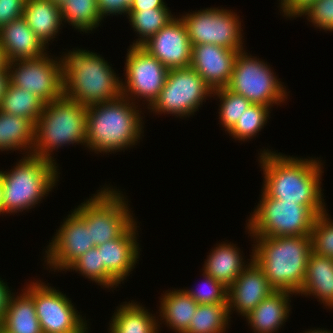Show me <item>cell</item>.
<instances>
[{"mask_svg": "<svg viewBox=\"0 0 333 333\" xmlns=\"http://www.w3.org/2000/svg\"><path fill=\"white\" fill-rule=\"evenodd\" d=\"M52 2H54L57 5H60L61 3H63L65 0H51Z\"/></svg>", "mask_w": 333, "mask_h": 333, "instance_id": "49", "label": "cell"}, {"mask_svg": "<svg viewBox=\"0 0 333 333\" xmlns=\"http://www.w3.org/2000/svg\"><path fill=\"white\" fill-rule=\"evenodd\" d=\"M111 320L110 333H158L160 327L155 316L133 301L117 307Z\"/></svg>", "mask_w": 333, "mask_h": 333, "instance_id": "27", "label": "cell"}, {"mask_svg": "<svg viewBox=\"0 0 333 333\" xmlns=\"http://www.w3.org/2000/svg\"><path fill=\"white\" fill-rule=\"evenodd\" d=\"M281 1L280 8L283 12V16L287 18L301 17L302 14L307 11L316 0H279Z\"/></svg>", "mask_w": 333, "mask_h": 333, "instance_id": "40", "label": "cell"}, {"mask_svg": "<svg viewBox=\"0 0 333 333\" xmlns=\"http://www.w3.org/2000/svg\"><path fill=\"white\" fill-rule=\"evenodd\" d=\"M45 103L36 95L12 85L10 82L0 104V111L26 117L36 124Z\"/></svg>", "mask_w": 333, "mask_h": 333, "instance_id": "29", "label": "cell"}, {"mask_svg": "<svg viewBox=\"0 0 333 333\" xmlns=\"http://www.w3.org/2000/svg\"><path fill=\"white\" fill-rule=\"evenodd\" d=\"M270 109L269 106L251 104L228 131L229 135L243 142L253 138L266 125Z\"/></svg>", "mask_w": 333, "mask_h": 333, "instance_id": "33", "label": "cell"}, {"mask_svg": "<svg viewBox=\"0 0 333 333\" xmlns=\"http://www.w3.org/2000/svg\"><path fill=\"white\" fill-rule=\"evenodd\" d=\"M250 256V262L228 287L229 314L236 309L238 314L245 317L275 291L262 268L253 259V255Z\"/></svg>", "mask_w": 333, "mask_h": 333, "instance_id": "17", "label": "cell"}, {"mask_svg": "<svg viewBox=\"0 0 333 333\" xmlns=\"http://www.w3.org/2000/svg\"><path fill=\"white\" fill-rule=\"evenodd\" d=\"M168 8L164 0H133L129 10Z\"/></svg>", "mask_w": 333, "mask_h": 333, "instance_id": "42", "label": "cell"}, {"mask_svg": "<svg viewBox=\"0 0 333 333\" xmlns=\"http://www.w3.org/2000/svg\"><path fill=\"white\" fill-rule=\"evenodd\" d=\"M212 94L214 96L217 95L220 99L219 101H221V105H219V119L222 127L228 132L252 103L227 87L215 89Z\"/></svg>", "mask_w": 333, "mask_h": 333, "instance_id": "35", "label": "cell"}, {"mask_svg": "<svg viewBox=\"0 0 333 333\" xmlns=\"http://www.w3.org/2000/svg\"><path fill=\"white\" fill-rule=\"evenodd\" d=\"M133 0H120V15L128 14V10L132 4Z\"/></svg>", "mask_w": 333, "mask_h": 333, "instance_id": "46", "label": "cell"}, {"mask_svg": "<svg viewBox=\"0 0 333 333\" xmlns=\"http://www.w3.org/2000/svg\"><path fill=\"white\" fill-rule=\"evenodd\" d=\"M52 238L44 257L53 270H67L81 255L95 247L85 221L73 210ZM65 269V270H64Z\"/></svg>", "mask_w": 333, "mask_h": 333, "instance_id": "15", "label": "cell"}, {"mask_svg": "<svg viewBox=\"0 0 333 333\" xmlns=\"http://www.w3.org/2000/svg\"><path fill=\"white\" fill-rule=\"evenodd\" d=\"M310 236L312 252L333 258V221L327 211L316 216Z\"/></svg>", "mask_w": 333, "mask_h": 333, "instance_id": "36", "label": "cell"}, {"mask_svg": "<svg viewBox=\"0 0 333 333\" xmlns=\"http://www.w3.org/2000/svg\"><path fill=\"white\" fill-rule=\"evenodd\" d=\"M298 294L315 296L324 306L333 308V258L310 253L305 279Z\"/></svg>", "mask_w": 333, "mask_h": 333, "instance_id": "23", "label": "cell"}, {"mask_svg": "<svg viewBox=\"0 0 333 333\" xmlns=\"http://www.w3.org/2000/svg\"><path fill=\"white\" fill-rule=\"evenodd\" d=\"M87 106L64 94L45 103L35 124V142L32 155L55 163L53 150L65 144H86ZM54 161V162H53Z\"/></svg>", "mask_w": 333, "mask_h": 333, "instance_id": "5", "label": "cell"}, {"mask_svg": "<svg viewBox=\"0 0 333 333\" xmlns=\"http://www.w3.org/2000/svg\"><path fill=\"white\" fill-rule=\"evenodd\" d=\"M238 52L215 44L193 45L190 67L203 78L212 91L227 87Z\"/></svg>", "mask_w": 333, "mask_h": 333, "instance_id": "18", "label": "cell"}, {"mask_svg": "<svg viewBox=\"0 0 333 333\" xmlns=\"http://www.w3.org/2000/svg\"><path fill=\"white\" fill-rule=\"evenodd\" d=\"M261 200L248 219L252 237L310 236L316 216L304 205L270 198L262 190Z\"/></svg>", "mask_w": 333, "mask_h": 333, "instance_id": "8", "label": "cell"}, {"mask_svg": "<svg viewBox=\"0 0 333 333\" xmlns=\"http://www.w3.org/2000/svg\"><path fill=\"white\" fill-rule=\"evenodd\" d=\"M26 0H0V30L23 16Z\"/></svg>", "mask_w": 333, "mask_h": 333, "instance_id": "39", "label": "cell"}, {"mask_svg": "<svg viewBox=\"0 0 333 333\" xmlns=\"http://www.w3.org/2000/svg\"><path fill=\"white\" fill-rule=\"evenodd\" d=\"M0 333H8L0 328Z\"/></svg>", "mask_w": 333, "mask_h": 333, "instance_id": "51", "label": "cell"}, {"mask_svg": "<svg viewBox=\"0 0 333 333\" xmlns=\"http://www.w3.org/2000/svg\"><path fill=\"white\" fill-rule=\"evenodd\" d=\"M0 44L9 62L35 59L47 53V46L35 35L23 17L13 20L0 30Z\"/></svg>", "mask_w": 333, "mask_h": 333, "instance_id": "20", "label": "cell"}, {"mask_svg": "<svg viewBox=\"0 0 333 333\" xmlns=\"http://www.w3.org/2000/svg\"><path fill=\"white\" fill-rule=\"evenodd\" d=\"M8 59L6 57L5 51L0 44V71L6 70L8 68Z\"/></svg>", "mask_w": 333, "mask_h": 333, "instance_id": "45", "label": "cell"}, {"mask_svg": "<svg viewBox=\"0 0 333 333\" xmlns=\"http://www.w3.org/2000/svg\"><path fill=\"white\" fill-rule=\"evenodd\" d=\"M253 259L275 290L298 294L312 252L311 236L253 237ZM255 248V249H254Z\"/></svg>", "mask_w": 333, "mask_h": 333, "instance_id": "4", "label": "cell"}, {"mask_svg": "<svg viewBox=\"0 0 333 333\" xmlns=\"http://www.w3.org/2000/svg\"><path fill=\"white\" fill-rule=\"evenodd\" d=\"M102 189L74 209L85 221L94 246L120 237L135 222L124 195L111 187Z\"/></svg>", "mask_w": 333, "mask_h": 333, "instance_id": "7", "label": "cell"}, {"mask_svg": "<svg viewBox=\"0 0 333 333\" xmlns=\"http://www.w3.org/2000/svg\"><path fill=\"white\" fill-rule=\"evenodd\" d=\"M174 17L169 8L128 10L127 18L130 25L140 37L133 42V46H141Z\"/></svg>", "mask_w": 333, "mask_h": 333, "instance_id": "32", "label": "cell"}, {"mask_svg": "<svg viewBox=\"0 0 333 333\" xmlns=\"http://www.w3.org/2000/svg\"><path fill=\"white\" fill-rule=\"evenodd\" d=\"M294 293L275 290L256 306L247 316L254 333H274L289 317L290 296Z\"/></svg>", "mask_w": 333, "mask_h": 333, "instance_id": "21", "label": "cell"}, {"mask_svg": "<svg viewBox=\"0 0 333 333\" xmlns=\"http://www.w3.org/2000/svg\"><path fill=\"white\" fill-rule=\"evenodd\" d=\"M204 288L199 289H183L198 304H228L227 294L228 288L222 283L216 281L213 277L203 272ZM203 287V286H202ZM207 289V290H206Z\"/></svg>", "mask_w": 333, "mask_h": 333, "instance_id": "37", "label": "cell"}, {"mask_svg": "<svg viewBox=\"0 0 333 333\" xmlns=\"http://www.w3.org/2000/svg\"><path fill=\"white\" fill-rule=\"evenodd\" d=\"M167 292V293H166ZM160 298V318L176 333H184L199 305L183 289L166 291Z\"/></svg>", "mask_w": 333, "mask_h": 333, "instance_id": "26", "label": "cell"}, {"mask_svg": "<svg viewBox=\"0 0 333 333\" xmlns=\"http://www.w3.org/2000/svg\"><path fill=\"white\" fill-rule=\"evenodd\" d=\"M263 191L273 199L306 206L315 216L326 211L321 189L320 159L288 157L264 149L260 153Z\"/></svg>", "mask_w": 333, "mask_h": 333, "instance_id": "1", "label": "cell"}, {"mask_svg": "<svg viewBox=\"0 0 333 333\" xmlns=\"http://www.w3.org/2000/svg\"><path fill=\"white\" fill-rule=\"evenodd\" d=\"M230 318L228 304H199L184 333H224Z\"/></svg>", "mask_w": 333, "mask_h": 333, "instance_id": "31", "label": "cell"}, {"mask_svg": "<svg viewBox=\"0 0 333 333\" xmlns=\"http://www.w3.org/2000/svg\"><path fill=\"white\" fill-rule=\"evenodd\" d=\"M102 18L120 14V0H96Z\"/></svg>", "mask_w": 333, "mask_h": 333, "instance_id": "41", "label": "cell"}, {"mask_svg": "<svg viewBox=\"0 0 333 333\" xmlns=\"http://www.w3.org/2000/svg\"><path fill=\"white\" fill-rule=\"evenodd\" d=\"M127 52L126 78L121 82L122 96L132 102L135 97L144 98L149 108L164 87L169 70L141 46L131 45Z\"/></svg>", "mask_w": 333, "mask_h": 333, "instance_id": "13", "label": "cell"}, {"mask_svg": "<svg viewBox=\"0 0 333 333\" xmlns=\"http://www.w3.org/2000/svg\"><path fill=\"white\" fill-rule=\"evenodd\" d=\"M59 6L63 22L80 32L96 29L103 20L96 0H65Z\"/></svg>", "mask_w": 333, "mask_h": 333, "instance_id": "30", "label": "cell"}, {"mask_svg": "<svg viewBox=\"0 0 333 333\" xmlns=\"http://www.w3.org/2000/svg\"><path fill=\"white\" fill-rule=\"evenodd\" d=\"M136 108L135 102L123 96L87 106L85 147L95 153H114L137 145L144 127Z\"/></svg>", "mask_w": 333, "mask_h": 333, "instance_id": "3", "label": "cell"}, {"mask_svg": "<svg viewBox=\"0 0 333 333\" xmlns=\"http://www.w3.org/2000/svg\"><path fill=\"white\" fill-rule=\"evenodd\" d=\"M49 57L46 53L35 59L8 62L9 82L38 96L44 103L60 98L64 94L61 63L57 57L55 60Z\"/></svg>", "mask_w": 333, "mask_h": 333, "instance_id": "12", "label": "cell"}, {"mask_svg": "<svg viewBox=\"0 0 333 333\" xmlns=\"http://www.w3.org/2000/svg\"><path fill=\"white\" fill-rule=\"evenodd\" d=\"M8 84H9V73L7 68L6 70L0 71V104L6 92Z\"/></svg>", "mask_w": 333, "mask_h": 333, "instance_id": "44", "label": "cell"}, {"mask_svg": "<svg viewBox=\"0 0 333 333\" xmlns=\"http://www.w3.org/2000/svg\"><path fill=\"white\" fill-rule=\"evenodd\" d=\"M302 15L320 30L333 31V0H316Z\"/></svg>", "mask_w": 333, "mask_h": 333, "instance_id": "38", "label": "cell"}, {"mask_svg": "<svg viewBox=\"0 0 333 333\" xmlns=\"http://www.w3.org/2000/svg\"><path fill=\"white\" fill-rule=\"evenodd\" d=\"M88 327H85L80 333H88Z\"/></svg>", "mask_w": 333, "mask_h": 333, "instance_id": "50", "label": "cell"}, {"mask_svg": "<svg viewBox=\"0 0 333 333\" xmlns=\"http://www.w3.org/2000/svg\"><path fill=\"white\" fill-rule=\"evenodd\" d=\"M141 47L168 70L187 68L191 65L192 46L186 26L180 17H174Z\"/></svg>", "mask_w": 333, "mask_h": 333, "instance_id": "16", "label": "cell"}, {"mask_svg": "<svg viewBox=\"0 0 333 333\" xmlns=\"http://www.w3.org/2000/svg\"><path fill=\"white\" fill-rule=\"evenodd\" d=\"M35 142V124L26 117L0 111V150L23 149L32 155Z\"/></svg>", "mask_w": 333, "mask_h": 333, "instance_id": "28", "label": "cell"}, {"mask_svg": "<svg viewBox=\"0 0 333 333\" xmlns=\"http://www.w3.org/2000/svg\"><path fill=\"white\" fill-rule=\"evenodd\" d=\"M32 299L43 333H80L87 326L71 300L55 287L32 282Z\"/></svg>", "mask_w": 333, "mask_h": 333, "instance_id": "14", "label": "cell"}, {"mask_svg": "<svg viewBox=\"0 0 333 333\" xmlns=\"http://www.w3.org/2000/svg\"><path fill=\"white\" fill-rule=\"evenodd\" d=\"M209 96L212 89L193 68L170 69L158 98L148 109L186 118L194 115Z\"/></svg>", "mask_w": 333, "mask_h": 333, "instance_id": "10", "label": "cell"}, {"mask_svg": "<svg viewBox=\"0 0 333 333\" xmlns=\"http://www.w3.org/2000/svg\"><path fill=\"white\" fill-rule=\"evenodd\" d=\"M22 17L45 46L63 25L60 6L51 0H26Z\"/></svg>", "mask_w": 333, "mask_h": 333, "instance_id": "24", "label": "cell"}, {"mask_svg": "<svg viewBox=\"0 0 333 333\" xmlns=\"http://www.w3.org/2000/svg\"><path fill=\"white\" fill-rule=\"evenodd\" d=\"M3 183H2V175L0 170V215L2 214V201H3Z\"/></svg>", "mask_w": 333, "mask_h": 333, "instance_id": "47", "label": "cell"}, {"mask_svg": "<svg viewBox=\"0 0 333 333\" xmlns=\"http://www.w3.org/2000/svg\"><path fill=\"white\" fill-rule=\"evenodd\" d=\"M25 154L10 172L1 171L3 214L31 209L40 203L59 181L57 164L26 152Z\"/></svg>", "mask_w": 333, "mask_h": 333, "instance_id": "6", "label": "cell"}, {"mask_svg": "<svg viewBox=\"0 0 333 333\" xmlns=\"http://www.w3.org/2000/svg\"><path fill=\"white\" fill-rule=\"evenodd\" d=\"M11 294L12 293L7 284L0 278V323L8 307V301Z\"/></svg>", "mask_w": 333, "mask_h": 333, "instance_id": "43", "label": "cell"}, {"mask_svg": "<svg viewBox=\"0 0 333 333\" xmlns=\"http://www.w3.org/2000/svg\"><path fill=\"white\" fill-rule=\"evenodd\" d=\"M239 249L231 242L219 244L209 253L203 271L228 288L247 266Z\"/></svg>", "mask_w": 333, "mask_h": 333, "instance_id": "25", "label": "cell"}, {"mask_svg": "<svg viewBox=\"0 0 333 333\" xmlns=\"http://www.w3.org/2000/svg\"><path fill=\"white\" fill-rule=\"evenodd\" d=\"M247 54L244 50L237 53L227 88L252 104L280 105L288 96L282 82L267 63Z\"/></svg>", "mask_w": 333, "mask_h": 333, "instance_id": "9", "label": "cell"}, {"mask_svg": "<svg viewBox=\"0 0 333 333\" xmlns=\"http://www.w3.org/2000/svg\"><path fill=\"white\" fill-rule=\"evenodd\" d=\"M16 297L12 292L0 328L8 333H43L32 299V282Z\"/></svg>", "mask_w": 333, "mask_h": 333, "instance_id": "22", "label": "cell"}, {"mask_svg": "<svg viewBox=\"0 0 333 333\" xmlns=\"http://www.w3.org/2000/svg\"><path fill=\"white\" fill-rule=\"evenodd\" d=\"M320 328H317V329H313V330H310V331H305V333H333V331H328V330H323V329H320Z\"/></svg>", "mask_w": 333, "mask_h": 333, "instance_id": "48", "label": "cell"}, {"mask_svg": "<svg viewBox=\"0 0 333 333\" xmlns=\"http://www.w3.org/2000/svg\"><path fill=\"white\" fill-rule=\"evenodd\" d=\"M135 221L120 237L96 246L106 273L119 285L135 268L139 258Z\"/></svg>", "mask_w": 333, "mask_h": 333, "instance_id": "19", "label": "cell"}, {"mask_svg": "<svg viewBox=\"0 0 333 333\" xmlns=\"http://www.w3.org/2000/svg\"><path fill=\"white\" fill-rule=\"evenodd\" d=\"M191 46L215 44L230 50L243 51V31L239 16L227 9L206 8L181 16Z\"/></svg>", "mask_w": 333, "mask_h": 333, "instance_id": "11", "label": "cell"}, {"mask_svg": "<svg viewBox=\"0 0 333 333\" xmlns=\"http://www.w3.org/2000/svg\"><path fill=\"white\" fill-rule=\"evenodd\" d=\"M75 270L86 278L95 281L100 286L105 288H114L118 284L106 273L104 264H101V257L98 248L95 246L88 250L85 254L81 255L74 261L67 270Z\"/></svg>", "mask_w": 333, "mask_h": 333, "instance_id": "34", "label": "cell"}, {"mask_svg": "<svg viewBox=\"0 0 333 333\" xmlns=\"http://www.w3.org/2000/svg\"><path fill=\"white\" fill-rule=\"evenodd\" d=\"M60 59L64 95L89 106L122 96L121 82L112 67L97 53L70 50Z\"/></svg>", "mask_w": 333, "mask_h": 333, "instance_id": "2", "label": "cell"}]
</instances>
